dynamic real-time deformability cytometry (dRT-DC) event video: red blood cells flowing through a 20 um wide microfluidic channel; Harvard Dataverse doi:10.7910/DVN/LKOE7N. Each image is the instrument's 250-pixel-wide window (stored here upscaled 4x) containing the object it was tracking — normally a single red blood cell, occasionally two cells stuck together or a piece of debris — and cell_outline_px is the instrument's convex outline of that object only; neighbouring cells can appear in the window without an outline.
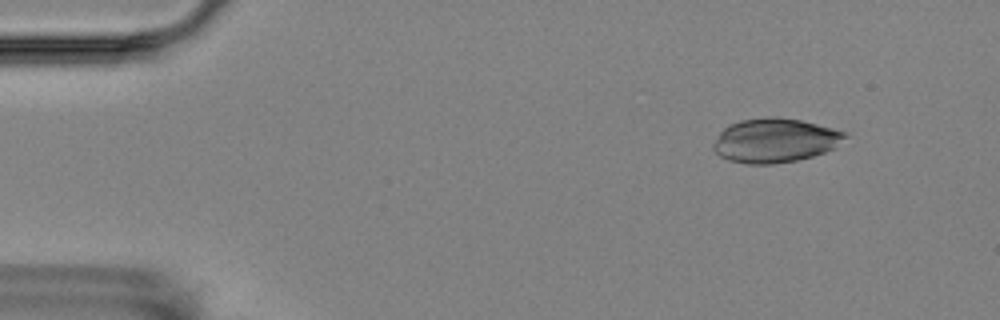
{"species": "Egyptian fruit bat (a non-hibernating species)", "species_latin": "Rousettus aegyptiacus", "temperature_condition": "room temperature", "stored_images_in_passage": 6, "camera_frame_rate_fps": 3000, "um_per_image_px": 0.085, "animal": {"sex": "female"}, "frame": {"image": 1, "passage_image": 2, "time_ms": 1.0, "image_size_px": [1000, 320], "cell_outline_px": [[848, 136], [836, 148], [812, 156], [796, 160], [772, 164], [748, 164], [728, 160], [720, 156], [712, 148], [712, 144], [720, 132], [724, 128], [740, 120], [772, 116], [800, 120], [848, 132]], "centroid_in_image_um": [65.89, 11.94], "position_along_channel_um": 19.1, "area_um2": 33.87}}